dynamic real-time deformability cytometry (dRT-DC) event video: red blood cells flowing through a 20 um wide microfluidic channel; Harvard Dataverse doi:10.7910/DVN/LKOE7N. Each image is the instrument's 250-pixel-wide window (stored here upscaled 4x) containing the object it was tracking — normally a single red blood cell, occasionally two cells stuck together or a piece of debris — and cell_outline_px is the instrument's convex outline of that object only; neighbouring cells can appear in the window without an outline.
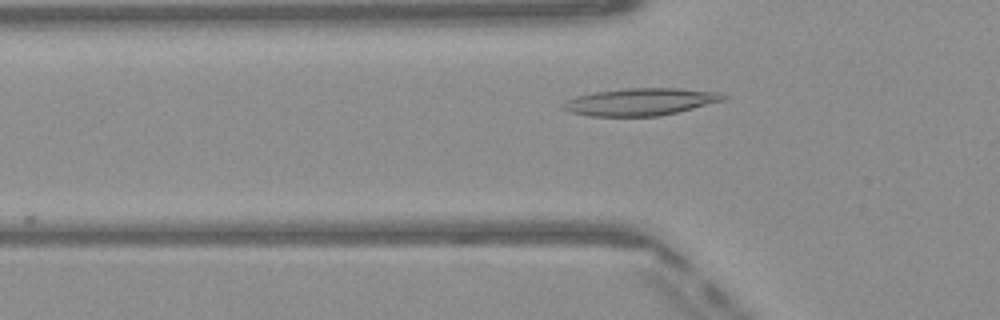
{"species": "Egyptian fruit bat (a non-hibernating species)", "species_latin": "Rousettus aegyptiacus", "temperature_condition": "warm", "stored_images_in_passage": 20, "camera_frame_rate_fps": 3000, "um_per_image_px": 0.085, "frame": {"image": 1, "passage_image": 7, "time_ms": 2.0, "image_size_px": [1000, 320], "cell_outline_px": [[728, 96], [724, 100], [660, 116], [588, 116], [568, 112], [560, 108], [568, 100], [580, 96], [596, 92], [628, 88], [680, 88], [720, 92]], "centroid_in_image_um": [54.46, 8.66], "position_along_channel_um": 71.3, "area_um2": 25.26}}
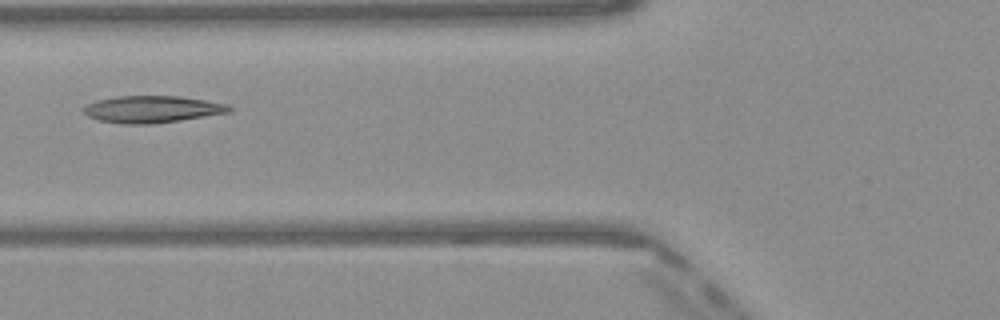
{"frame": {"image": 2, "passage_image": 10, "time_ms": 3.0, "image_size_px": [1000, 320], "cell_outline_px": [[236, 108], [232, 112], [180, 120], [152, 124], [120, 124], [100, 120], [88, 116], [80, 112], [80, 108], [96, 100], [116, 96], [180, 96], [228, 104]], "centroid_in_image_um": [12.93, 9.28], "position_along_channel_um": 112.9, "area_um2": 23.18}}